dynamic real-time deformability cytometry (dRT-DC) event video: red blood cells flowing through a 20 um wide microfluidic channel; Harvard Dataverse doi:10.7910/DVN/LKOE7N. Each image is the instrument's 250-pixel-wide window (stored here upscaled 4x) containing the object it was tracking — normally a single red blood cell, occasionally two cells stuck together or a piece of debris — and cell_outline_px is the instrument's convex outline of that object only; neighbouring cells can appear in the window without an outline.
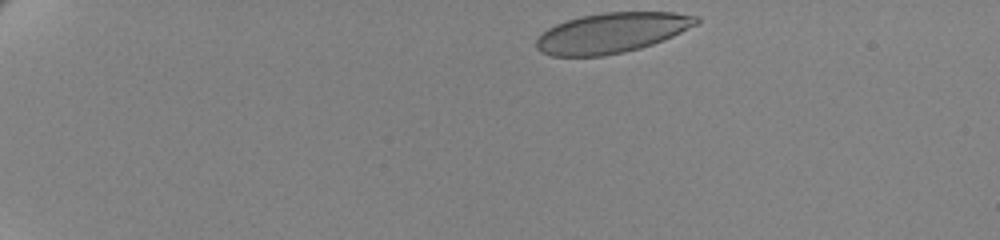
{"species": "human", "species_latin": "Homo sapiens", "temperature_condition": "cold", "stored_images_in_passage": 47, "camera_frame_rate_fps": 3000, "um_per_image_px": 0.085, "donor": {"sex": "female"}, "frame": {"image": 1, "passage_image": 1, "time_ms": 0.0, "image_size_px": [1000, 240], "cell_outline_px": [[700, 20], [696, 24], [672, 36], [652, 44], [640, 48], [624, 52], [604, 56], [552, 56], [540, 52], [536, 48], [536, 40], [548, 28], [556, 24], [580, 16], [604, 12], [672, 12], [700, 16]], "centroid_in_image_um": [51.98, 2.79], "position_along_channel_um": 33.0, "area_um2": 37.28}}
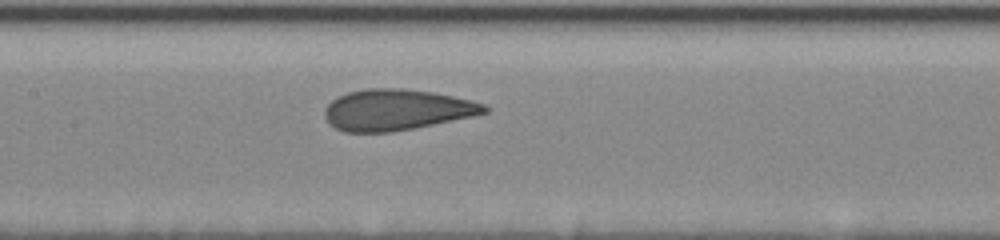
{"frame": {"image": 2, "passage_image": 22, "time_ms": 7.0, "image_size_px": [1000, 240], "cell_outline_px": [[488, 112], [472, 116], [392, 132], [344, 132], [328, 124], [324, 116], [324, 108], [332, 100], [348, 92], [364, 88], [404, 88], [432, 92], [452, 96], [484, 104], [488, 108]], "centroid_in_image_um": [33.65, 9.33], "position_along_channel_um": 173.8, "area_um2": 37.97}}
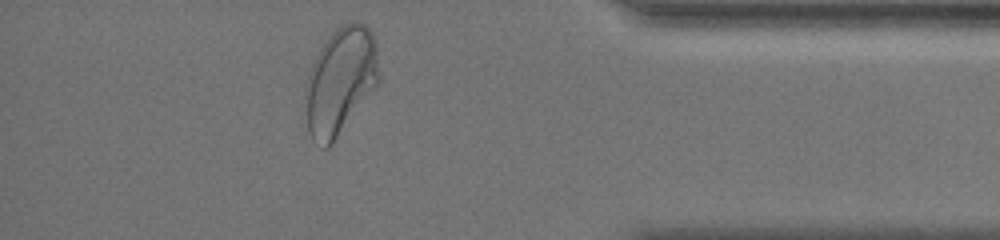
{"frame": {"image": 3, "passage_image": 44, "time_ms": 14.333, "image_size_px": [1000, 240], "cell_outline_px": [[380, 80], [332, 144], [328, 148], [324, 148], [312, 140], [308, 132], [304, 92], [304, 88], [308, 72], [320, 48], [328, 36], [340, 24], [364, 24], [372, 32], [376, 40], [380, 76]], "centroid_in_image_um": [28.91, 6.89], "position_along_channel_um": 406.3, "area_um2": 45.95}, "authors_computed_cell_mechanics": {"area_um2": 38.6104, "velocity_mm_per_s": 3.4392, "shape_relaxation_time_tau1_ms": 5.2107, "shape_relaxation_time_tau2_ms": null, "deformation_change_tau1": 0.1597, "deformation_change_tau2": null}}